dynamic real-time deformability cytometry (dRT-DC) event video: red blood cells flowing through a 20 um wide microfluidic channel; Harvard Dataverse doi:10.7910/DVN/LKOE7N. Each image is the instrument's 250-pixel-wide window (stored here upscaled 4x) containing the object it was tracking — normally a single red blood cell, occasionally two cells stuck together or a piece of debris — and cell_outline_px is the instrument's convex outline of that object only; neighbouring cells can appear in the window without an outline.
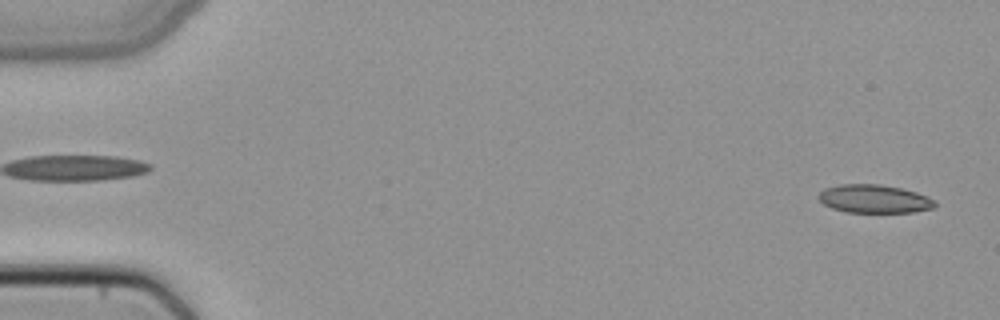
{"species": "common noctule bat (a hibernating species)", "species_latin": "Nyctalus noctula", "temperature_condition": "cold", "stored_images_in_passage": 50, "camera_frame_rate_fps": 3000, "um_per_image_px": 0.085, "animal": {"sex": "female", "body_mass_g": 22.7, "forearm_length_mm": 54.2}, "frame": {"image": 1, "passage_image": 2, "time_ms": 0.333, "image_size_px": [1000, 320], "cell_outline_px": [[936, 204], [932, 208], [912, 212], [844, 212], [832, 208], [824, 204], [816, 196], [824, 188], [840, 184], [880, 184], [900, 188], [916, 192], [928, 196], [936, 200]], "centroid_in_image_um": [74.29, 16.9], "position_along_channel_um": 10.7, "area_um2": 19.25}}
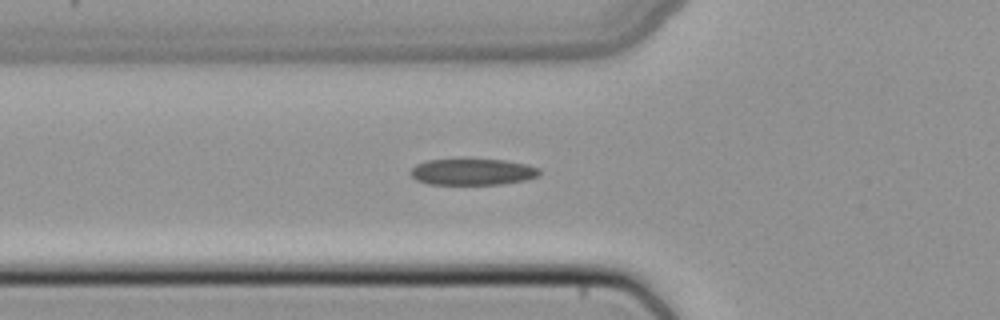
{"frame": {"image": 2, "passage_image": 18, "time_ms": 5.667, "image_size_px": [1000, 320], "cell_outline_px": [[540, 176], [524, 180], [500, 184], [428, 184], [416, 180], [408, 172], [416, 164], [428, 160], [460, 156], [464, 156], [504, 160], [528, 164], [540, 168]], "centroid_in_image_um": [40.14, 14.55], "position_along_channel_um": 85.7, "area_um2": 20.87}}
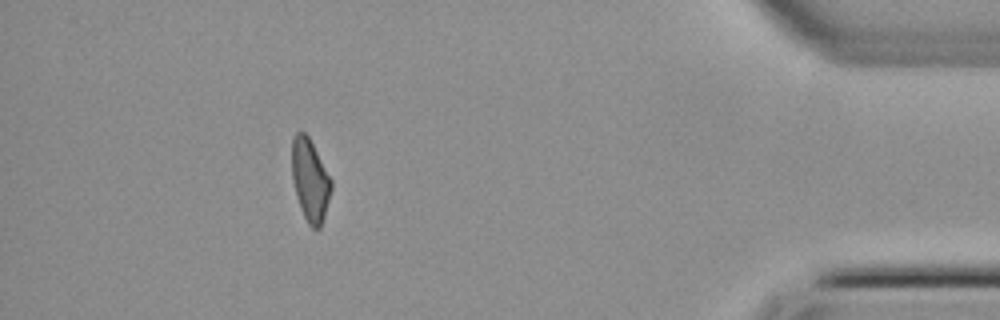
{"frame": {"image": 3, "passage_image": 45, "time_ms": 14.667, "image_size_px": [1000, 320], "cell_outline_px": [[332, 188], [324, 216], [320, 228], [316, 232], [308, 224], [300, 208], [296, 196], [292, 180], [292, 140], [296, 132], [304, 132], [308, 136], [332, 180]], "centroid_in_image_um": [26.35, 15.34], "position_along_channel_um": 408.8, "area_um2": 18.84}}